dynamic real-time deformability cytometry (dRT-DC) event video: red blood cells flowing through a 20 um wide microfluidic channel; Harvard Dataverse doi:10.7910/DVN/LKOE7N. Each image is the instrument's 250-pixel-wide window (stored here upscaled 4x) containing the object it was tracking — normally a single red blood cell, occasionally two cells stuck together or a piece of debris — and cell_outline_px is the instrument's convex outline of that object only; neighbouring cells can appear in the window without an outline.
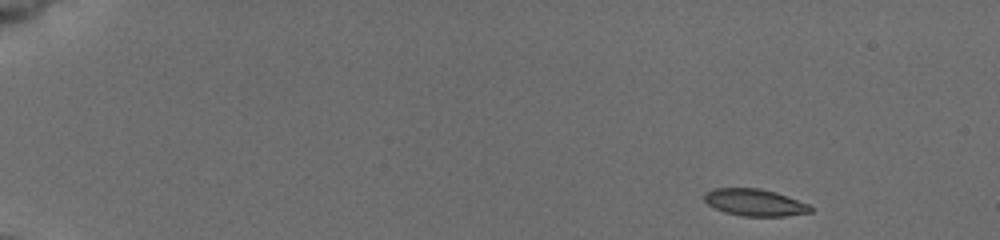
{"species": "common noctule bat (a hibernating species)", "species_latin": "Nyctalus noctula", "temperature_condition": "cold", "stored_images_in_passage": 49, "camera_frame_rate_fps": 3000, "um_per_image_px": 0.085, "animal": {"sex": "female", "body_mass_g": 19.5, "forearm_length_mm": 54.1}, "frame": {"image": 1, "passage_image": 1, "time_ms": 0.0, "image_size_px": [1000, 240], "cell_outline_px": [[812, 212], [784, 216], [744, 216], [724, 212], [708, 204], [704, 200], [704, 192], [712, 188], [760, 188], [776, 192], [808, 204], [812, 208]], "centroid_in_image_um": [64.13, 17.2], "position_along_channel_um": 20.9, "area_um2": 16.65}}
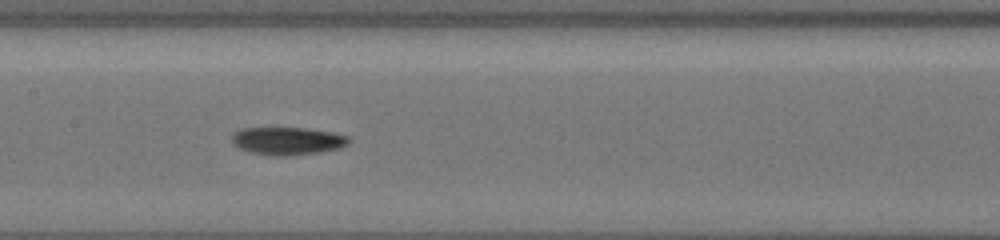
{"frame": {"image": 2, "passage_image": 24, "time_ms": 7.667, "image_size_px": [1000, 240], "cell_outline_px": [[352, 140], [348, 144], [340, 148], [320, 152], [288, 156], [272, 156], [252, 152], [240, 148], [232, 144], [232, 136], [236, 132], [244, 128], [304, 128], [332, 132], [348, 136]], "centroid_in_image_um": [24.48, 11.98], "position_along_channel_um": 182.9, "area_um2": 18.9}}
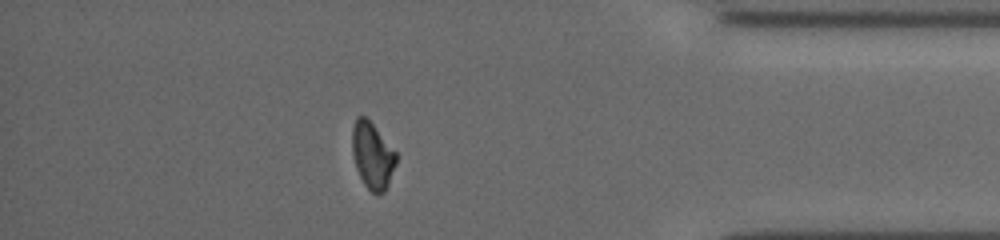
{"frame": {"image": 3, "passage_image": 43, "time_ms": 14.0, "image_size_px": [1000, 240], "cell_outline_px": [[396, 164], [388, 184], [384, 192], [372, 192], [364, 184], [356, 168], [352, 152], [352, 128], [356, 116], [364, 116], [372, 124], [396, 152]], "centroid_in_image_um": [31.64, 13.21], "position_along_channel_um": 403.6, "area_um2": 16.7}, "authors_computed_cell_mechanics": {"area_um2": 17.5134, "velocity_mm_per_s": 3.8862, "shape_relaxation_time_tau1_ms": 2.041, "shape_relaxation_time_tau2_ms": 6.3613, "deformation_change_tau1": 0.095, "deformation_change_tau2": 0.1136}}